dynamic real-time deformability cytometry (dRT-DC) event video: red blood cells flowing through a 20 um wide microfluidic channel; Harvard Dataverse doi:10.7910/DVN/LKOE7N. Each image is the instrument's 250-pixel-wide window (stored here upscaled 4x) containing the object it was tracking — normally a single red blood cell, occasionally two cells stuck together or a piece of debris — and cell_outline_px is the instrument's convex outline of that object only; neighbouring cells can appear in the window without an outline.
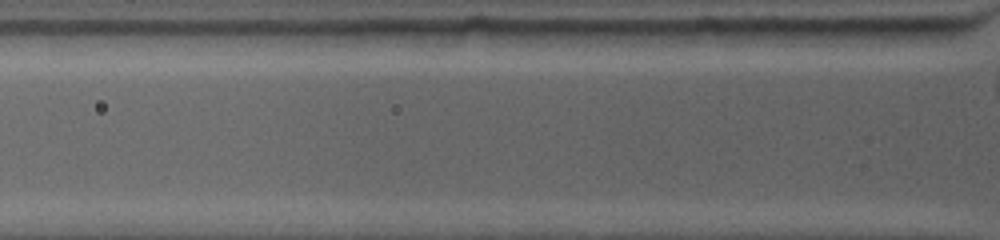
{"species": "common noctule bat (a hibernating species)", "species_latin": "Nyctalus noctula", "temperature_condition": "warm", "stored_images_in_passage": 2, "camera_frame_rate_fps": 4500, "um_per_image_px": 0.085, "animal": {"sex": "female", "body_mass_g": 19.0, "forearm_length_mm": 53.3}, "frame": {"image": 1, "passage_image": 2, "time_ms": 0.444, "image_size_px": [1000, 240], "cell_outline_px": [[952, 36], [940, 44], [848, 44], [844, 28], [952, 28]], "centroid_in_image_um": [76.29, 3.04], "position_along_channel_um": 49.5, "area_um2": 11.91}}